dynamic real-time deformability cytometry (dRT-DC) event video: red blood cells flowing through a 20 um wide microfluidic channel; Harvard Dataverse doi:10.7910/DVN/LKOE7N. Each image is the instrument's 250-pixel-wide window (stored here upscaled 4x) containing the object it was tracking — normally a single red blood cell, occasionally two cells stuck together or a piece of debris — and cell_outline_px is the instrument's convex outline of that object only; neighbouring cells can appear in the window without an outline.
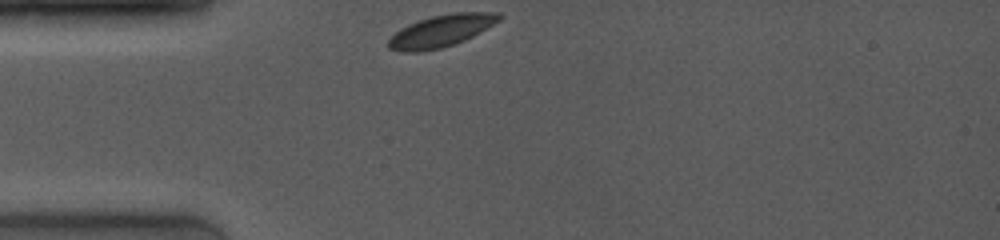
{"species": "common noctule bat (a hibernating species)", "species_latin": "Nyctalus noctula", "temperature_condition": "room temperature", "stored_images_in_passage": 58, "camera_frame_rate_fps": 4000, "um_per_image_px": 0.085, "animal": {"sex": "female", "body_mass_g": 19.0, "forearm_length_mm": 53.3}, "frame": {"image": 1, "passage_image": 1, "time_ms": 0.0, "image_size_px": [1000, 240], "cell_outline_px": [[504, 16], [500, 20], [472, 36], [464, 40], [440, 48], [420, 52], [404, 52], [388, 48], [388, 40], [396, 32], [408, 24], [432, 16], [452, 12], [496, 12]], "centroid_in_image_um": [37.5, 2.62], "position_along_channel_um": 47.5, "area_um2": 20.4}}
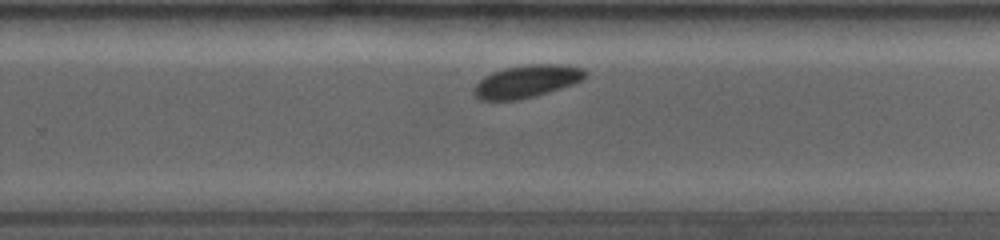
{"frame": {"image": 2, "passage_image": 39, "time_ms": 6.5, "image_size_px": [1000, 240], "cell_outline_px": [[588, 76], [572, 84], [548, 92], [516, 100], [480, 100], [472, 92], [472, 88], [484, 76], [492, 72], [508, 68], [528, 64], [560, 64], [584, 68], [588, 72]], "centroid_in_image_um": [44.77, 6.91], "position_along_channel_um": 285.0, "area_um2": 20.98}}
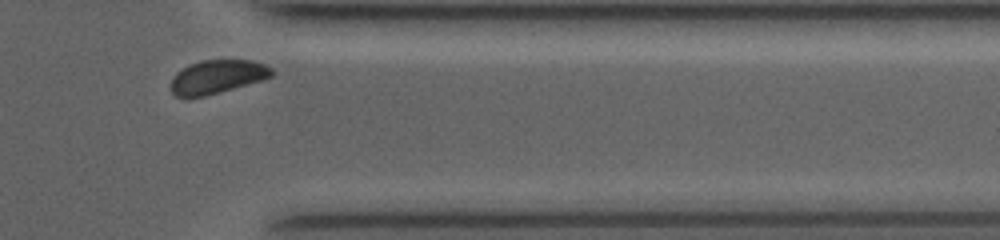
{"frame": {"image": 3, "passage_image": 55, "time_ms": 9.25, "image_size_px": [1000, 240], "cell_outline_px": [[276, 72], [272, 76], [260, 80], [204, 96], [176, 96], [172, 92], [172, 80], [176, 72], [188, 64], [200, 60], [252, 60], [264, 64], [272, 68]], "centroid_in_image_um": [18.48, 6.49], "position_along_channel_um": 392.9, "area_um2": 19.42}}